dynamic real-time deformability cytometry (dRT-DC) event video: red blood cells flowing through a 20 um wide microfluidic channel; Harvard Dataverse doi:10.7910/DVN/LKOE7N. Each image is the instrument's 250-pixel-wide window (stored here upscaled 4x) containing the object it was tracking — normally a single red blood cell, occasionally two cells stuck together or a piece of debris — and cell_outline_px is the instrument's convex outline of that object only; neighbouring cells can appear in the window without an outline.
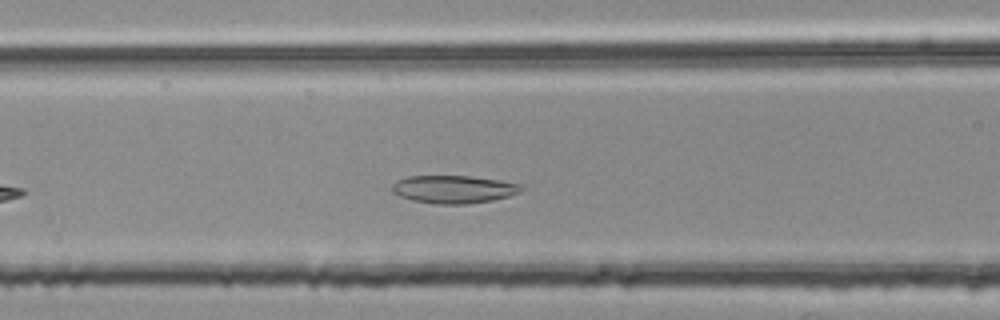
{"species": "common noctule bat (a hibernating species)", "species_latin": "Nyctalus noctula", "temperature_condition": "room temperature", "stored_images_in_passage": 35, "camera_frame_rate_fps": 3000, "um_per_image_px": 0.085, "animal": {"sex": "female", "body_mass_g": 25.1}, "frame": {"image": 1, "passage_image": 10, "time_ms": 3.0, "image_size_px": [1000, 320], "cell_outline_px": [[524, 188], [520, 192], [508, 196], [492, 200], [468, 204], [432, 204], [412, 200], [400, 196], [392, 192], [392, 184], [396, 180], [408, 176], [472, 176], [500, 180], [524, 184]], "centroid_in_image_um": [38.58, 16.08], "position_along_channel_um": 128.0, "area_um2": 21.21}}
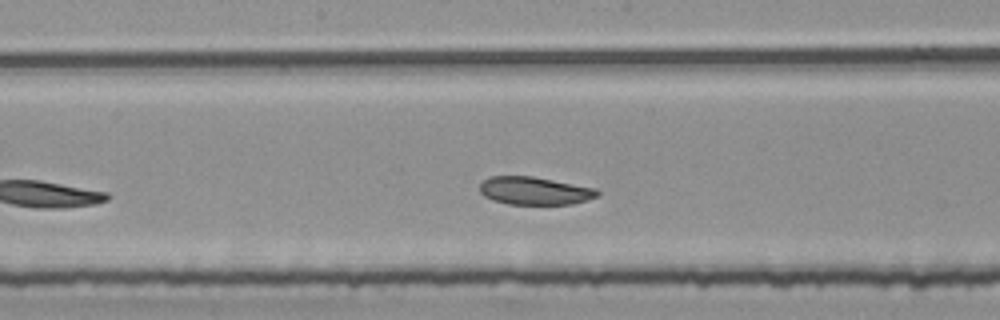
{"frame": {"image": 2, "passage_image": 16, "time_ms": 5.0, "image_size_px": [1000, 320], "cell_outline_px": [[600, 196], [588, 200], [572, 204], [508, 204], [492, 200], [484, 196], [480, 192], [480, 184], [488, 176], [532, 176], [596, 188], [600, 192]], "centroid_in_image_um": [45.46, 16.22], "position_along_channel_um": 202.7, "area_um2": 19.25}}
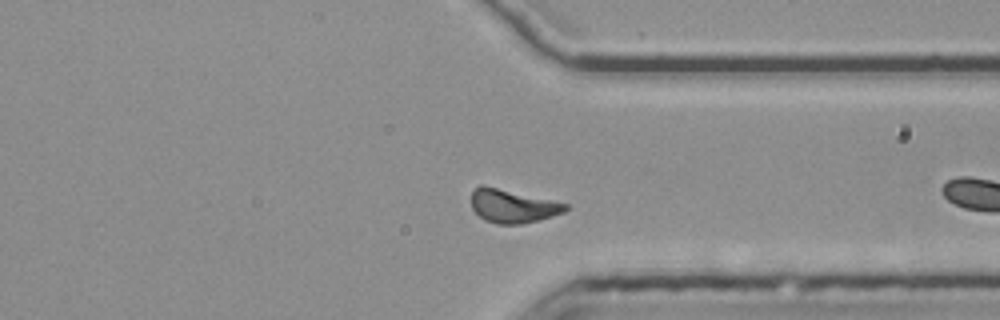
{"frame": {"image": 3, "passage_image": 26, "time_ms": 8.333, "image_size_px": [1000, 320], "cell_outline_px": [[568, 208], [564, 212], [552, 216], [520, 224], [496, 224], [484, 220], [472, 208], [472, 192], [480, 184], [484, 184], [568, 204]], "centroid_in_image_um": [43.55, 17.5], "position_along_channel_um": 367.9, "area_um2": 18.21}}